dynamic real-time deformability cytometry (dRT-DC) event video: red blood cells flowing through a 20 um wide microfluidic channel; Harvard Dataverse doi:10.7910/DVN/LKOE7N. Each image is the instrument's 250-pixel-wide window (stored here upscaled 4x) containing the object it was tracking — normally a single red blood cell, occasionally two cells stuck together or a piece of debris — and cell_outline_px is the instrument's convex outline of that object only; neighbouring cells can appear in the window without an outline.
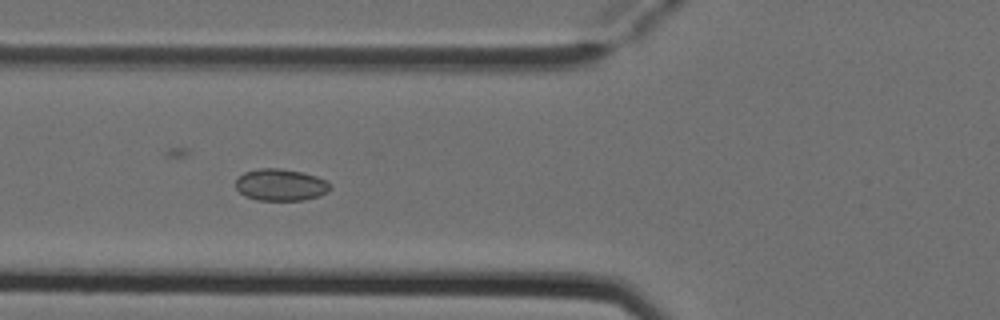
{"species": "Egyptian fruit bat (a non-hibernating species)", "species_latin": "Rousettus aegyptiacus", "temperature_condition": "cold", "stored_images_in_passage": 5, "camera_frame_rate_fps": 3000, "um_per_image_px": 0.085, "animal": {"sex": "female"}, "frame": {"image": 1, "passage_image": 5, "time_ms": 1.333, "image_size_px": [1000, 320], "cell_outline_px": [[332, 188], [328, 192], [320, 196], [304, 200], [256, 200], [244, 196], [236, 188], [236, 180], [244, 172], [260, 168], [280, 168], [300, 172], [316, 176], [332, 184]], "centroid_in_image_um": [23.87, 15.72], "position_along_channel_um": 101.9, "area_um2": 17.63}}